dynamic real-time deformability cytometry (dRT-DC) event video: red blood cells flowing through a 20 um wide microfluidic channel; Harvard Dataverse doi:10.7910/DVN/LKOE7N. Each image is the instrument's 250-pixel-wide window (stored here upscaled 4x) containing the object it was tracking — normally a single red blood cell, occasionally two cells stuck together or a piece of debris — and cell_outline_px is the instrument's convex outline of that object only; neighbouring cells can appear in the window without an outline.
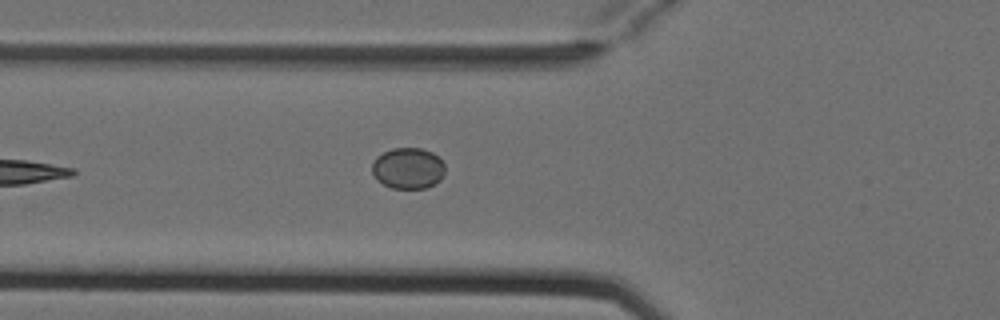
{"species": "Egyptian fruit bat (a non-hibernating species)", "species_latin": "Rousettus aegyptiacus", "temperature_condition": "cold", "stored_images_in_passage": 5, "camera_frame_rate_fps": 3000, "um_per_image_px": 0.085, "animal": {"sex": "female"}, "frame": {"image": 1, "passage_image": 5, "time_ms": 1.333, "image_size_px": [1000, 320], "cell_outline_px": [[444, 172], [440, 180], [436, 184], [428, 188], [392, 188], [376, 180], [372, 172], [372, 164], [376, 156], [392, 148], [420, 148], [432, 152], [444, 164]], "centroid_in_image_um": [34.67, 14.31], "position_along_channel_um": 91.1, "area_um2": 17.51}}